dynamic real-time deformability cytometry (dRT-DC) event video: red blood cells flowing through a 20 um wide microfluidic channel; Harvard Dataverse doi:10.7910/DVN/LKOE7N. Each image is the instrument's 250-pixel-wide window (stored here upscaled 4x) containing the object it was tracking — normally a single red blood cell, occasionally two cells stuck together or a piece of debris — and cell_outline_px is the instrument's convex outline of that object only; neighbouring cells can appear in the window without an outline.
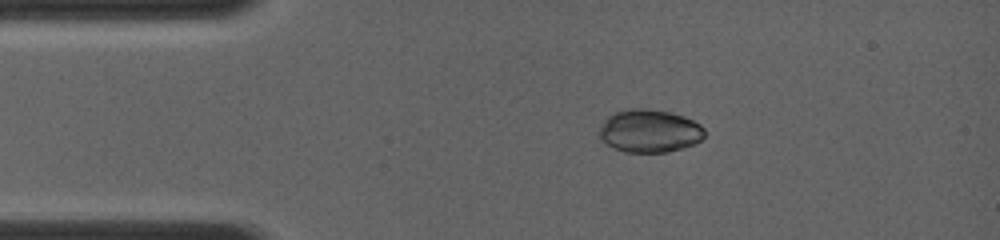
{"species": "common noctule bat (a hibernating species)", "species_latin": "Nyctalus noctula", "temperature_condition": "room temperature", "stored_images_in_passage": 50, "camera_frame_rate_fps": 4000, "um_per_image_px": 0.085, "animal": {"sex": "female", "body_mass_g": 19.0, "forearm_length_mm": 56.7}, "frame": {"image": 1, "passage_image": 1, "time_ms": 0.0, "image_size_px": [1000, 240], "cell_outline_px": [[704, 136], [700, 140], [692, 144], [668, 152], [624, 152], [612, 148], [600, 140], [596, 132], [604, 120], [612, 112], [632, 108], [644, 108], [672, 112], [684, 116], [700, 124], [704, 128]], "centroid_in_image_um": [55.14, 11.12], "position_along_channel_um": 29.9, "area_um2": 26.7}}
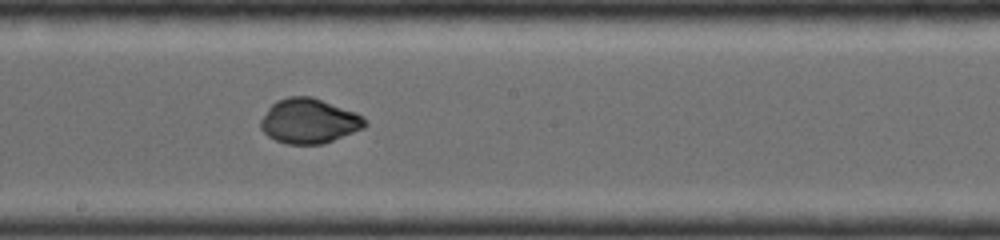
{"frame": {"image": 2, "passage_image": 29, "time_ms": 5.25, "image_size_px": [1000, 240], "cell_outline_px": [[368, 124], [364, 128], [324, 144], [288, 144], [276, 140], [268, 136], [260, 128], [260, 120], [268, 108], [276, 100], [288, 96], [312, 96], [356, 112], [364, 116], [368, 120]], "centroid_in_image_um": [26.29, 10.28], "position_along_channel_um": 221.9, "area_um2": 27.51}}
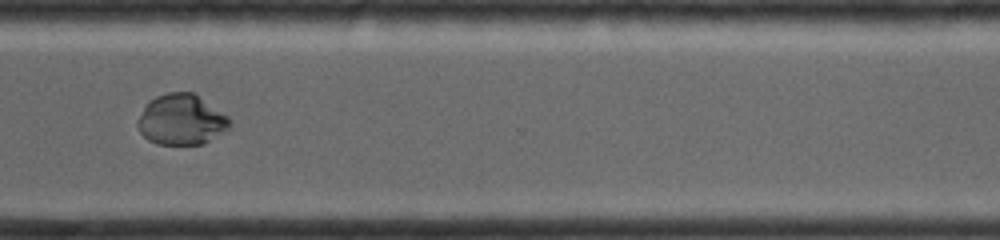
{"frame": {"image": 3, "passage_image": 49, "time_ms": 8.25, "image_size_px": [1000, 240], "cell_outline_px": [[228, 128], [204, 144], [156, 144], [148, 140], [140, 132], [136, 124], [136, 120], [148, 100], [156, 96], [168, 92], [192, 92], [228, 116]], "centroid_in_image_um": [15.35, 10.17], "position_along_channel_um": 355.3, "area_um2": 26.93}}